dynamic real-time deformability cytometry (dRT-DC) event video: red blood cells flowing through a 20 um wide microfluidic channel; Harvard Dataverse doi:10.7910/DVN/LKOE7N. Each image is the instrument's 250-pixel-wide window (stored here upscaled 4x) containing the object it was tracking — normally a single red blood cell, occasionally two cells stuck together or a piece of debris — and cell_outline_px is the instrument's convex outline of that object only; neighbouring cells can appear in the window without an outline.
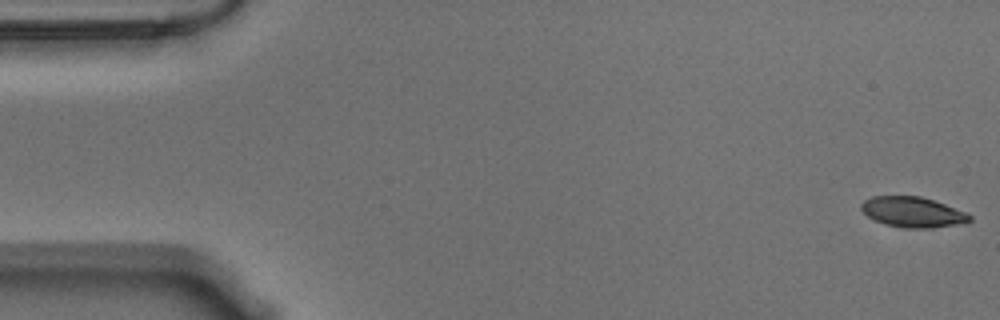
{"species": "Egyptian fruit bat (a non-hibernating species)", "species_latin": "Rousettus aegyptiacus", "temperature_condition": "warm", "stored_images_in_passage": 56, "camera_frame_rate_fps": 3000, "um_per_image_px": 0.085, "animal": {"sex": "male"}, "frame": {"image": 1, "passage_image": 1, "time_ms": 0.0, "image_size_px": [1000, 320], "cell_outline_px": [[972, 220], [956, 224], [928, 228], [904, 228], [884, 224], [868, 216], [860, 208], [860, 204], [864, 200], [872, 196], [920, 196], [968, 212], [972, 216]], "centroid_in_image_um": [77.57, 18.02], "position_along_channel_um": 7.4, "area_um2": 19.07}}
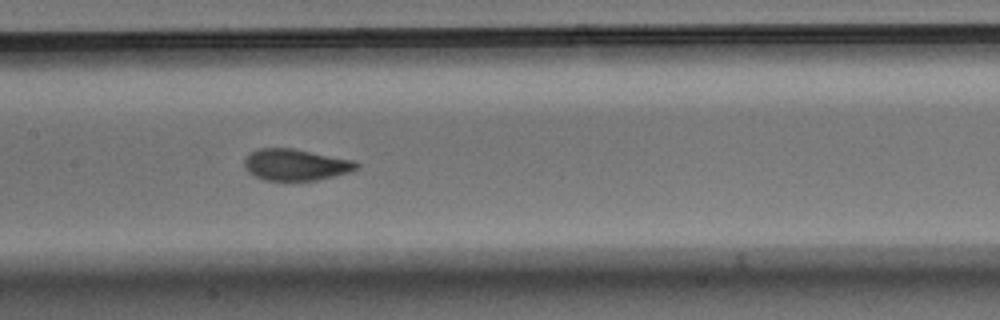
{"frame": {"image": 2, "passage_image": 27, "time_ms": 8.667, "image_size_px": [1000, 320], "cell_outline_px": [[360, 168], [348, 172], [316, 180], [264, 180], [248, 172], [244, 168], [244, 160], [252, 152], [260, 148], [292, 148], [356, 160], [360, 164]], "centroid_in_image_um": [25.16, 13.99], "position_along_channel_um": 182.2, "area_um2": 20.52}}
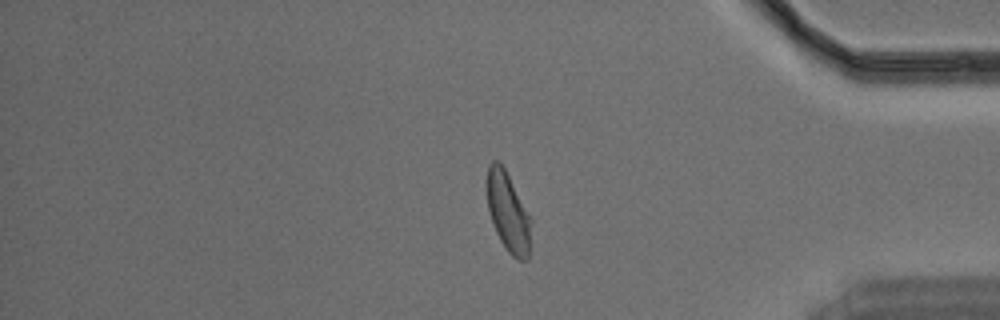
{"frame": {"image": 3, "passage_image": 47, "time_ms": 15.333, "image_size_px": [1000, 320], "cell_outline_px": [[532, 220], [528, 256], [524, 260], [516, 260], [508, 252], [500, 240], [492, 224], [488, 212], [484, 188], [488, 164], [492, 160], [496, 160], [504, 168]], "centroid_in_image_um": [43.13, 18.01], "position_along_channel_um": 392.1, "area_um2": 20.75}, "authors_computed_cell_mechanics": {"area_um2": 20.6924, "velocity_mm_per_s": 3.5475, "shape_relaxation_time_tau1_ms": 3.6717, "shape_relaxation_time_tau2_ms": 0.9407, "deformation_change_tau1": 0.1515, "deformation_change_tau2": 0.0516}}